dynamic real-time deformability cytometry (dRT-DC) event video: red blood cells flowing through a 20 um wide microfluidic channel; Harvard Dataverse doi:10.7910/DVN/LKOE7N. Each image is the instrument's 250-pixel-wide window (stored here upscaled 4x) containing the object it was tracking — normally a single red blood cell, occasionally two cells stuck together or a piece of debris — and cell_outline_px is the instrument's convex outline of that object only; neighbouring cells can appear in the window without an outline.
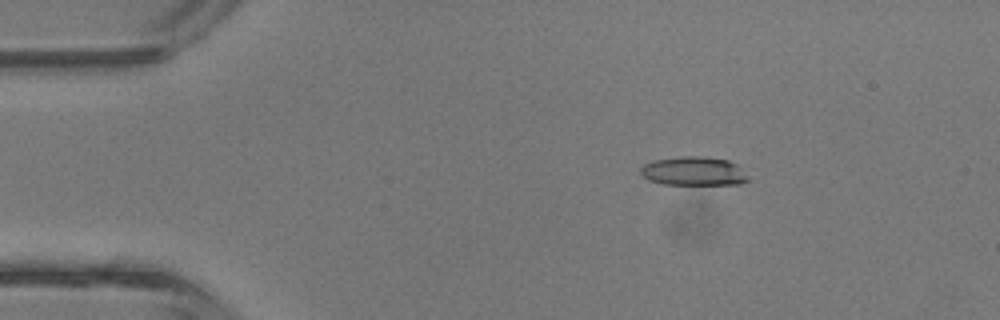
{"species": "common noctule bat (a hibernating species)", "species_latin": "Nyctalus noctula", "temperature_condition": "room temperature", "stored_images_in_passage": 43, "camera_frame_rate_fps": 3000, "um_per_image_px": 0.085, "animal": {"sex": "male", "body_mass_g": 13.3}, "frame": {"image": 1, "passage_image": 7, "time_ms": 2.0, "image_size_px": [1000, 320], "cell_outline_px": [[748, 180], [740, 184], [664, 184], [648, 180], [640, 172], [640, 168], [644, 164], [656, 160], [680, 156], [700, 156], [728, 160], [736, 164], [748, 176]], "centroid_in_image_um": [58.96, 14.55], "position_along_channel_um": 26.0, "area_um2": 17.92}}
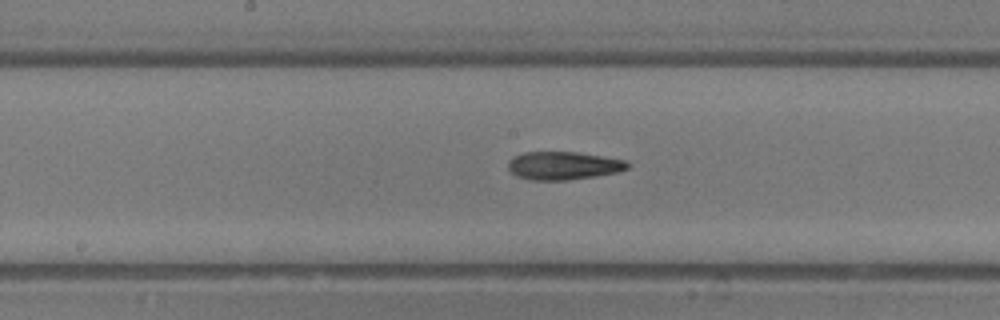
{"frame": {"image": 2, "passage_image": 22, "time_ms": 7.0, "image_size_px": [1000, 320], "cell_outline_px": [[628, 168], [616, 172], [568, 180], [532, 180], [516, 176], [508, 168], [508, 160], [512, 156], [524, 152], [576, 152], [604, 156], [628, 160]], "centroid_in_image_um": [47.86, 14.07], "position_along_channel_um": 200.3, "area_um2": 19.54}}
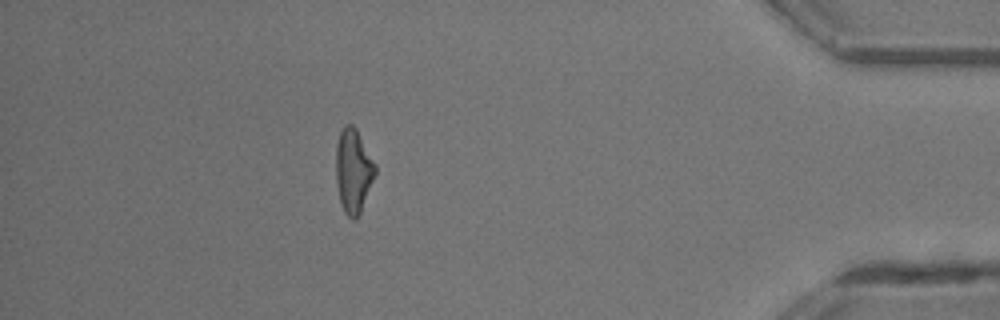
{"frame": {"image": 3, "passage_image": 38, "time_ms": 12.333, "image_size_px": [1000, 320], "cell_outline_px": [[376, 172], [360, 212], [356, 220], [352, 220], [344, 212], [340, 204], [336, 184], [336, 144], [340, 132], [344, 124], [352, 124], [356, 128], [376, 164]], "centroid_in_image_um": [30.01, 14.51], "position_along_channel_um": 405.2, "area_um2": 19.31}, "authors_computed_cell_mechanics": {"area_um2": 19.1318, "velocity_mm_per_s": 4.7984, "shape_relaxation_time_tau1_ms": 8.4476, "shape_relaxation_time_tau2_ms": 2.7844, "deformation_change_tau1": 0.2601, "deformation_change_tau2": 0.1364}}